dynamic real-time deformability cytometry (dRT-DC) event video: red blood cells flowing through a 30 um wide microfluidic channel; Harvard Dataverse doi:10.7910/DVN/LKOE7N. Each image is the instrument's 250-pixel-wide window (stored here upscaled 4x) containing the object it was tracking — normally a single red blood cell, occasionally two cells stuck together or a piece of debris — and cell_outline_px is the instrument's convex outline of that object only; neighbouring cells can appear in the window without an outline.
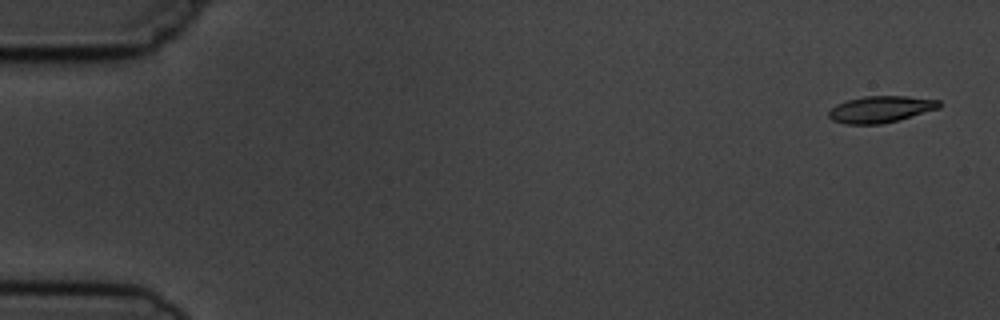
{"species": "common noctule bat (a hibernating species)", "species_latin": "Nyctalus noctula", "temperature_condition": "cold", "stored_images_in_passage": 5, "segment_of_instrument_passage": [1, 2], "camera_frame_rate_fps": 3000, "um_per_image_px": 0.085, "animal": {"sex": "male", "body_mass_g": 19.5, "forearm_length_mm": 54.6}, "frame": {"image": 1, "passage_image": 1, "time_ms": 0.0, "image_size_px": [1000, 320], "cell_outline_px": [[940, 108], [896, 120], [880, 124], [844, 124], [832, 120], [828, 116], [828, 112], [836, 104], [848, 100], [864, 96], [904, 96], [940, 100]], "centroid_in_image_um": [74.82, 9.28], "position_along_channel_um": 10.2, "area_um2": 16.94}}
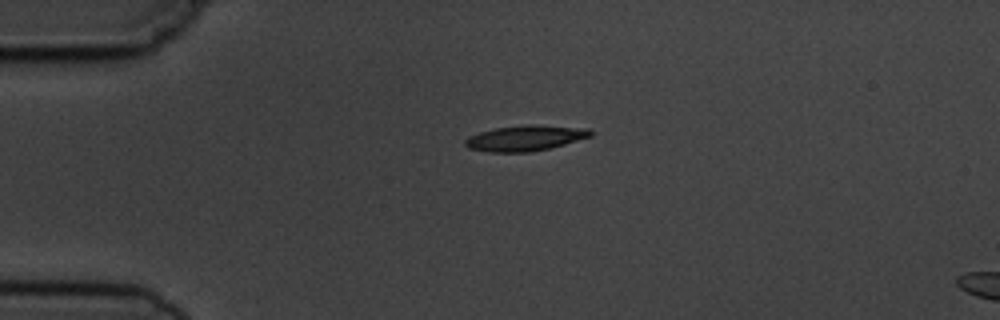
{"frame": {"image": 2, "passage_image": 4, "time_ms": 3.667, "image_size_px": [1000, 320], "cell_outline_px": [[592, 136], [564, 144], [548, 148], [528, 152], [488, 152], [468, 148], [464, 144], [464, 140], [468, 136], [480, 132], [496, 128], [524, 124], [536, 124], [588, 128], [592, 132]], "centroid_in_image_um": [44.63, 11.73], "position_along_channel_um": 40.4, "area_um2": 18.73}}